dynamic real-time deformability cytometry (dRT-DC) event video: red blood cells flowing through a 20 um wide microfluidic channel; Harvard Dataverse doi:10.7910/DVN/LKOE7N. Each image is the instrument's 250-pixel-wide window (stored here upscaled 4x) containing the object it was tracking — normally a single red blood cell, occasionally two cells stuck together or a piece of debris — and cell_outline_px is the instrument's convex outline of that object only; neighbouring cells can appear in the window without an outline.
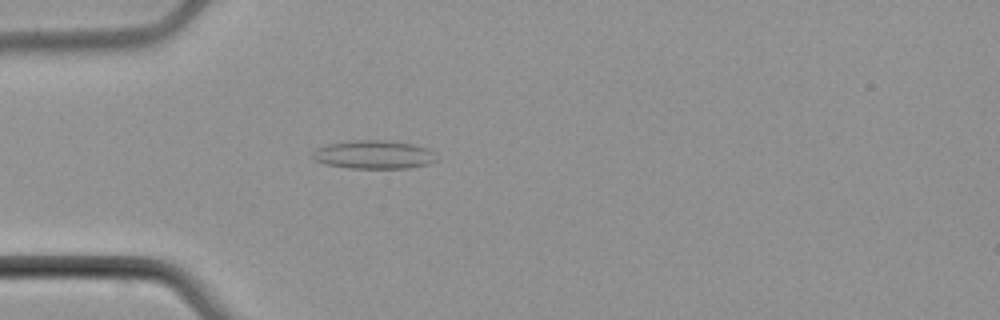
{"species": "common noctule bat (a hibernating species)", "species_latin": "Nyctalus noctula", "temperature_condition": "cold", "stored_images_in_passage": 4, "camera_frame_rate_fps": 3000, "um_per_image_px": 0.085, "animal": {"sex": "male", "body_mass_g": 21.5, "forearm_length_mm": 52.0}, "frame": {"image": 1, "passage_image": 4, "time_ms": 3.667, "image_size_px": [1000, 320], "cell_outline_px": [[436, 160], [428, 164], [408, 168], [348, 168], [324, 164], [316, 160], [312, 156], [312, 152], [316, 148], [328, 144], [360, 140], [384, 140], [412, 144], [428, 148], [432, 152]], "centroid_in_image_um": [31.75, 13.15], "position_along_channel_um": 53.3, "area_um2": 20.35}}